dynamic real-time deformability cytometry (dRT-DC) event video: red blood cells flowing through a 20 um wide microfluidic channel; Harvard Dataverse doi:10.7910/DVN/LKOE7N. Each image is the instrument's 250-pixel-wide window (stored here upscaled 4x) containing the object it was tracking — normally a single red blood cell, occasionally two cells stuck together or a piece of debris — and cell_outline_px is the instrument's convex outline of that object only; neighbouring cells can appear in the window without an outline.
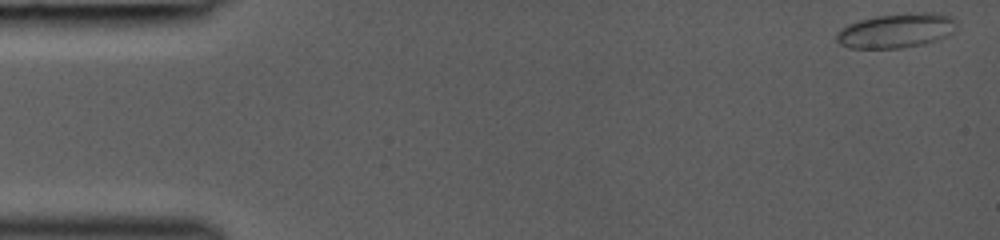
{"species": "common noctule bat (a hibernating species)", "species_latin": "Nyctalus noctula", "temperature_condition": "room temperature", "stored_images_in_passage": 44, "camera_frame_rate_fps": 3000, "um_per_image_px": 0.085, "animal": {"sex": "female", "body_mass_g": 19.0, "forearm_length_mm": 53.3}, "frame": {"image": 1, "passage_image": 1, "time_ms": 0.0, "image_size_px": [1000, 240], "cell_outline_px": [[956, 24], [952, 32], [948, 36], [924, 44], [900, 48], [848, 48], [840, 44], [836, 40], [836, 36], [840, 28], [848, 24], [860, 20], [876, 16], [908, 12], [932, 12], [952, 16]], "centroid_in_image_um": [76.18, 2.59], "position_along_channel_um": 8.8, "area_um2": 24.28}}
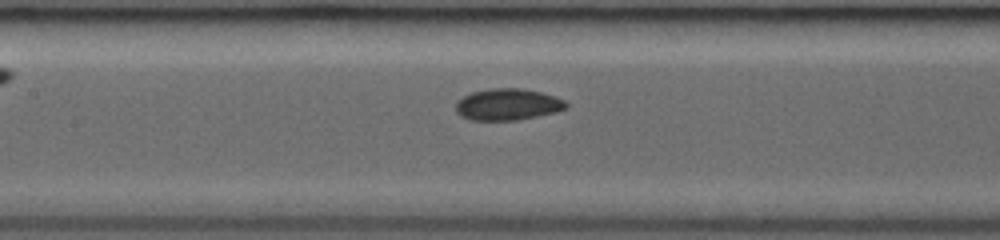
{"frame": {"image": 2, "passage_image": 21, "time_ms": 6.667, "image_size_px": [1000, 240], "cell_outline_px": [[568, 108], [556, 112], [516, 120], [472, 120], [460, 116], [456, 112], [456, 100], [472, 92], [488, 88], [520, 88], [540, 92], [564, 100], [568, 104]], "centroid_in_image_um": [43.13, 8.88], "position_along_channel_um": 164.3, "area_um2": 20.29}}
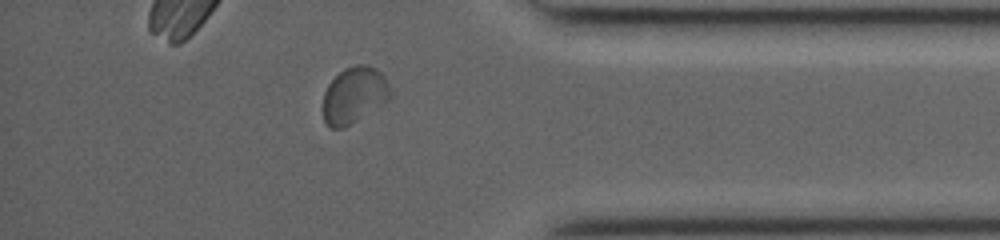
{"frame": {"image": 3, "passage_image": 38, "time_ms": 12.333, "image_size_px": [1000, 240], "cell_outline_px": [[392, 92], [388, 100], [384, 104], [344, 128], [332, 128], [324, 120], [324, 92], [328, 84], [344, 68], [356, 64], [368, 64], [376, 68], [384, 76]], "centroid_in_image_um": [30.13, 8.07], "position_along_channel_um": 405.1, "area_um2": 22.08}}